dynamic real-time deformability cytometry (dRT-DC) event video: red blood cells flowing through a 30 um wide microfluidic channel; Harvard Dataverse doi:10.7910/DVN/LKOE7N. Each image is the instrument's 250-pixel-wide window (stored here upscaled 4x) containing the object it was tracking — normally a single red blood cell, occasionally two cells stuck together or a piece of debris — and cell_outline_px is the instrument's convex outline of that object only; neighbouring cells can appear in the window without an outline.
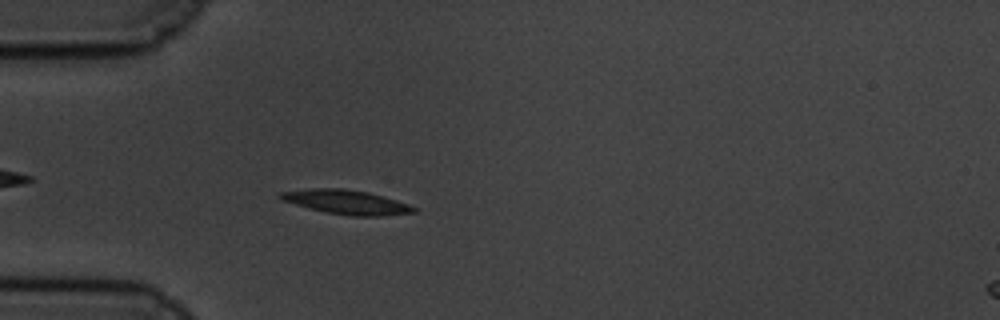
{"species": "common noctule bat (a hibernating species)", "species_latin": "Nyctalus noctula", "temperature_condition": "cold", "stored_images_in_passage": 51, "camera_frame_rate_fps": 3000, "um_per_image_px": 0.085, "animal": {"sex": "male", "body_mass_g": 19.5, "forearm_length_mm": 54.6}, "frame": {"image": 1, "passage_image": 9, "time_ms": 2.667, "image_size_px": [1000, 320], "cell_outline_px": [[416, 212], [384, 216], [352, 216], [328, 212], [308, 208], [280, 200], [276, 196], [280, 192], [308, 188], [344, 188], [368, 192], [396, 200], [408, 204], [416, 208]], "centroid_in_image_um": [29.4, 17.17], "position_along_channel_um": 55.6, "area_um2": 18.9}}
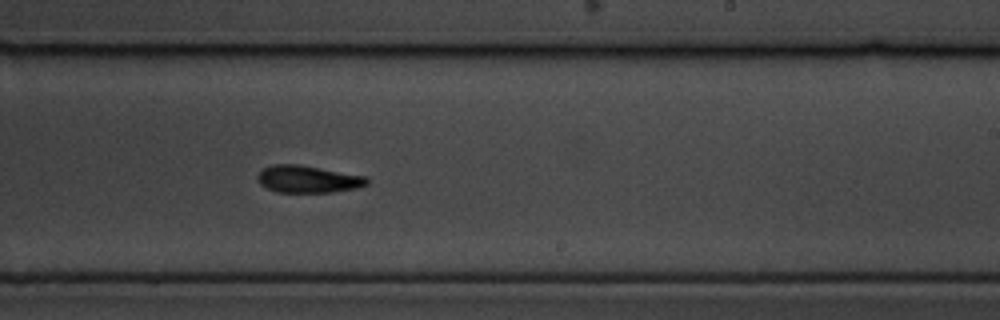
{"frame": {"image": 2, "passage_image": 28, "time_ms": 9.0, "image_size_px": [1000, 320], "cell_outline_px": [[368, 184], [356, 188], [332, 192], [276, 192], [260, 184], [256, 176], [264, 168], [272, 164], [296, 164], [368, 176]], "centroid_in_image_um": [26.18, 15.22], "position_along_channel_um": 262.8, "area_um2": 17.28}}
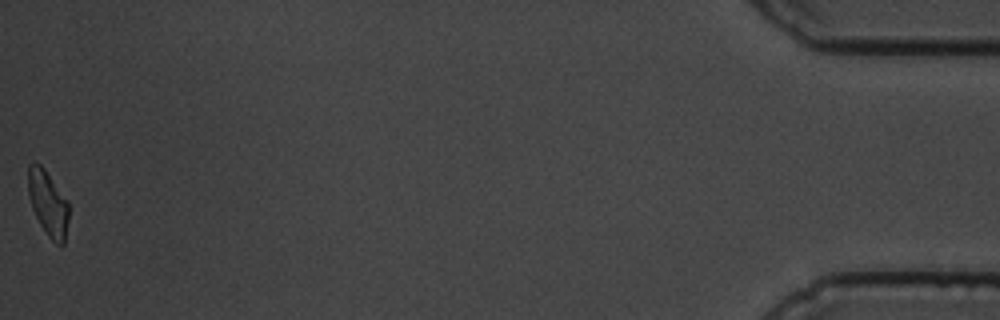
{"frame": {"image": 3, "passage_image": 51, "time_ms": 16.667, "image_size_px": [1000, 320], "cell_outline_px": [[68, 220], [64, 244], [60, 248], [48, 236], [40, 224], [32, 208], [28, 196], [28, 164], [40, 164], [44, 168], [68, 200]], "centroid_in_image_um": [4.09, 17.3], "position_along_channel_um": 431.1, "area_um2": 15.49}, "authors_computed_cell_mechanics": {"area_um2": 17.7446, "velocity_mm_per_s": 3.3927, "shape_relaxation_time_tau1_ms": 2.6954, "shape_relaxation_time_tau2_ms": null, "deformation_change_tau1": 0.1107, "deformation_change_tau2": null}}